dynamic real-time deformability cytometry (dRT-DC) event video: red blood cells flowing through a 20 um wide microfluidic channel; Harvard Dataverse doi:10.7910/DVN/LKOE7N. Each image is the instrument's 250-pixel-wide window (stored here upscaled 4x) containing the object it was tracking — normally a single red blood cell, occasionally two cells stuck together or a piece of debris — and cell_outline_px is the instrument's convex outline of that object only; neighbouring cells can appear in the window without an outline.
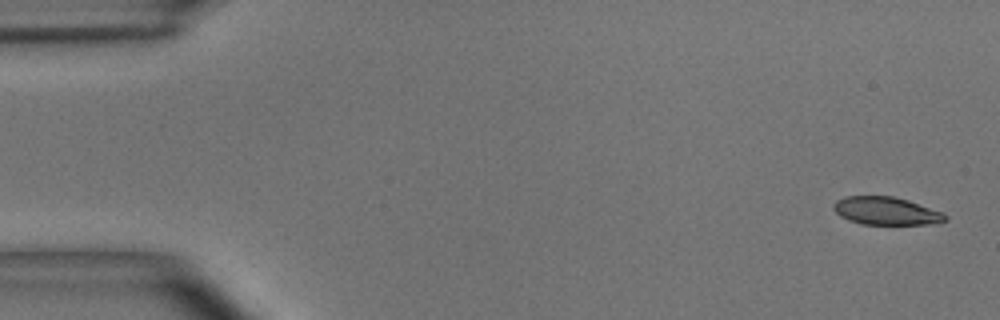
{"species": "common noctule bat (a hibernating species)", "species_latin": "Nyctalus noctula", "temperature_condition": "room temperature", "stored_images_in_passage": 54, "camera_frame_rate_fps": 3000, "um_per_image_px": 0.085, "animal": {"sex": "male", "body_mass_g": 15.6}, "frame": {"image": 1, "passage_image": 1, "time_ms": 0.0, "image_size_px": [1000, 320], "cell_outline_px": [[948, 220], [932, 224], [860, 224], [848, 220], [840, 216], [832, 208], [832, 204], [836, 200], [844, 196], [892, 196], [908, 200], [944, 212], [948, 216]], "centroid_in_image_um": [75.32, 17.93], "position_along_channel_um": 9.7, "area_um2": 18.38}}
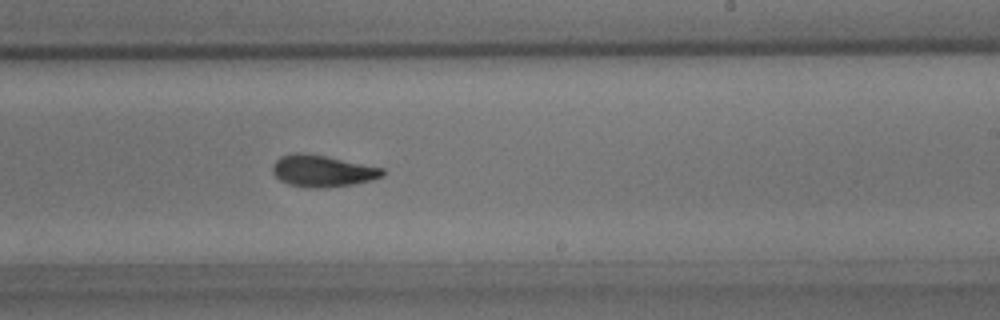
{"frame": {"image": 2, "passage_image": 32, "time_ms": 10.333, "image_size_px": [1000, 320], "cell_outline_px": [[384, 176], [372, 180], [352, 184], [324, 188], [308, 188], [288, 184], [280, 180], [272, 172], [272, 164], [280, 156], [292, 152], [300, 152], [324, 156], [384, 168]], "centroid_in_image_um": [27.37, 14.53], "position_along_channel_um": 261.6, "area_um2": 20.35}}
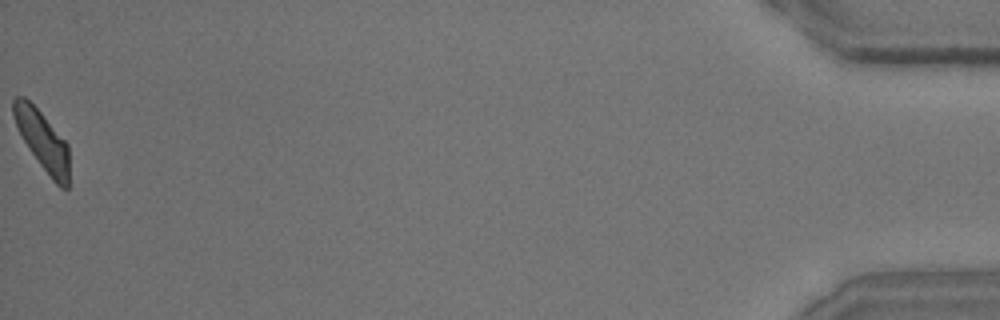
{"frame": {"image": 3, "passage_image": 54, "time_ms": 17.667, "image_size_px": [1000, 320], "cell_outline_px": [[68, 188], [60, 188], [52, 180], [40, 164], [24, 140], [12, 116], [12, 100], [16, 96], [24, 96], [40, 112], [68, 144]], "centroid_in_image_um": [3.6, 11.93], "position_along_channel_um": 431.6, "area_um2": 18.79}, "authors_computed_cell_mechanics": {"area_um2": 20.2011, "velocity_mm_per_s": 3.6436, "shape_relaxation_time_tau1_ms": 5.0592, "shape_relaxation_time_tau2_ms": 2.352, "deformation_change_tau1": 0.1455, "deformation_change_tau2": 0.0866}}